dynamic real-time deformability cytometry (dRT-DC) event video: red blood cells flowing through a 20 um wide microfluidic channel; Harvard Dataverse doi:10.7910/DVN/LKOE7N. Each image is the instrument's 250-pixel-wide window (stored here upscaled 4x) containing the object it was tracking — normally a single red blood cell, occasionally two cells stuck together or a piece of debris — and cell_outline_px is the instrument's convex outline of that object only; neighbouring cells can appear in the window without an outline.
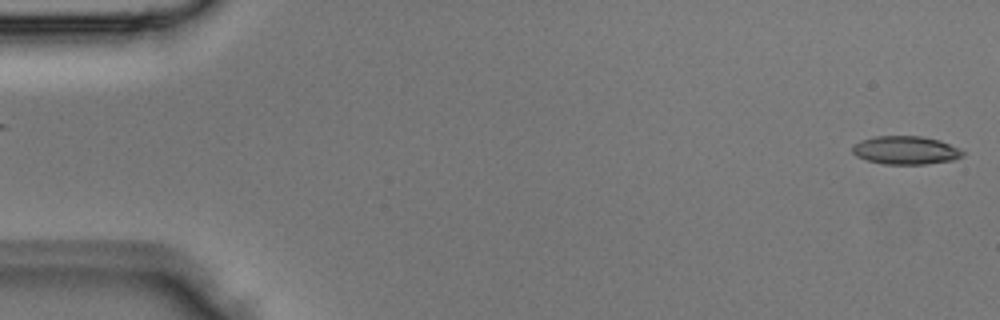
{"species": "Egyptian fruit bat (a non-hibernating species)", "species_latin": "Rousettus aegyptiacus", "temperature_condition": "room temperature", "stored_images_in_passage": 3, "segment_of_instrument_passage": [2, 2], "camera_frame_rate_fps": 3000, "um_per_image_px": 0.085, "animal": {"sex": "male"}, "frame": {"image": 1, "passage_image": 3, "time_ms": 0.667, "image_size_px": [1000, 320], "cell_outline_px": [[964, 156], [952, 160], [924, 164], [884, 164], [868, 160], [856, 156], [852, 152], [852, 144], [860, 140], [876, 136], [924, 136], [940, 140], [964, 152]], "centroid_in_image_um": [76.94, 12.76], "position_along_channel_um": 8.1, "area_um2": 18.15}}